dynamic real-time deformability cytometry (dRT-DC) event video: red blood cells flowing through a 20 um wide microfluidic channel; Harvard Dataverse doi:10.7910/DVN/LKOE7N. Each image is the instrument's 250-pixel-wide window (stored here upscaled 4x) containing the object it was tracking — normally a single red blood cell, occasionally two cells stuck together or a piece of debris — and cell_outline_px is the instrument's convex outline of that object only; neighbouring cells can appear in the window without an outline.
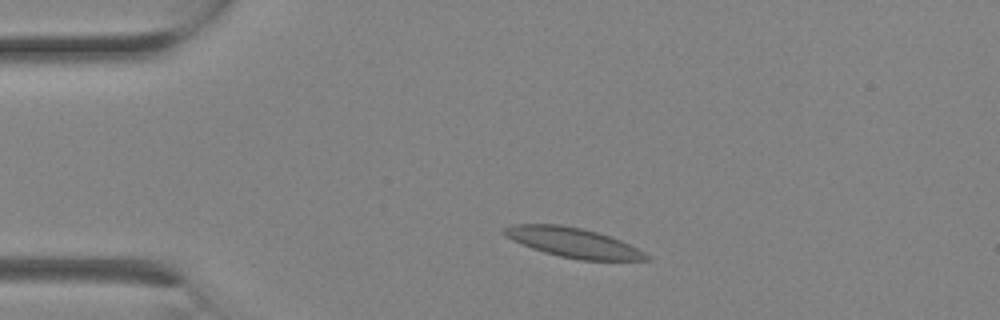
{"species": "Egyptian fruit bat (a non-hibernating species)", "species_latin": "Rousettus aegyptiacus", "temperature_condition": "room temperature", "stored_images_in_passage": 11, "camera_frame_rate_fps": 3000, "um_per_image_px": 0.085, "animal": {"sex": "female"}, "frame": {"image": 1, "passage_image": 1, "time_ms": 0.0, "image_size_px": [1000, 320], "cell_outline_px": [[652, 260], [580, 260], [560, 256], [544, 252], [532, 248], [512, 240], [504, 236], [500, 232], [504, 228], [512, 224], [560, 224], [584, 228], [620, 240], [652, 256]], "centroid_in_image_um": [48.69, 20.61], "position_along_channel_um": 36.3, "area_um2": 24.57}}
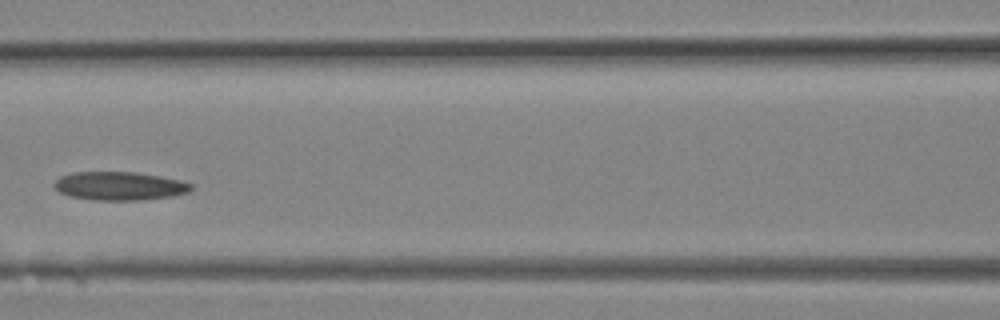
{"frame": {"image": 2, "passage_image": 7, "time_ms": 2.0, "image_size_px": [1000, 320], "cell_outline_px": [[192, 188], [188, 192], [172, 196], [140, 200], [96, 200], [68, 196], [60, 192], [52, 184], [60, 176], [72, 172], [136, 172], [160, 176], [180, 180], [192, 184]], "centroid_in_image_um": [10.14, 15.8], "position_along_channel_um": 156.5, "area_um2": 22.72}}
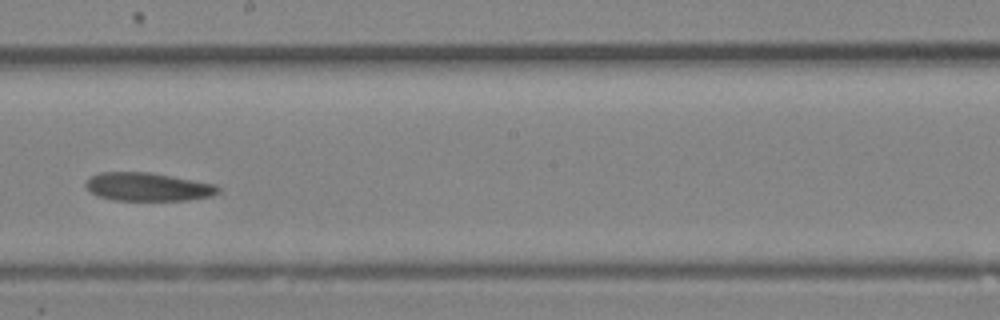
{"frame": {"image": 3, "passage_image": 10, "time_ms": 3.0, "image_size_px": [1000, 320], "cell_outline_px": [[220, 192], [212, 196], [188, 200], [112, 200], [96, 196], [84, 184], [88, 176], [100, 172], [148, 172], [172, 176], [216, 184], [220, 188]], "centroid_in_image_um": [12.55, 15.88], "position_along_channel_um": 235.6, "area_um2": 22.02}}